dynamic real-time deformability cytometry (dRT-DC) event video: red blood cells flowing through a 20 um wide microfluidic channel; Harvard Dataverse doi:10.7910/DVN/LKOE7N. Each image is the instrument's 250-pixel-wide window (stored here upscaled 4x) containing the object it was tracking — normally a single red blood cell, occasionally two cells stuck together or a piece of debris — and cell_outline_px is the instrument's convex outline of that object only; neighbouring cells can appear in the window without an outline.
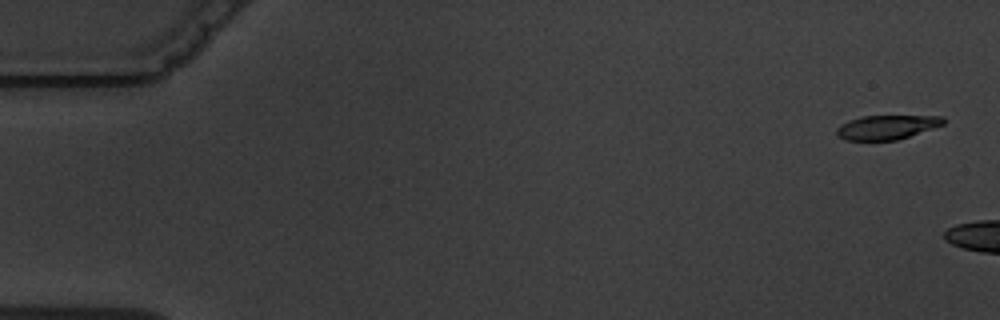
{"species": "common noctule bat (a hibernating species)", "species_latin": "Nyctalus noctula", "temperature_condition": "warm", "stored_images_in_passage": 4, "camera_frame_rate_fps": 3000, "um_per_image_px": 0.085, "animal": {"sex": "male", "body_mass_g": 19.5, "forearm_length_mm": 54.6}, "frame": {"image": 1, "passage_image": 1, "time_ms": 0.0, "image_size_px": [1000, 320], "cell_outline_px": [[944, 124], [896, 140], [844, 140], [836, 136], [836, 128], [840, 124], [848, 120], [860, 116], [944, 116]], "centroid_in_image_um": [75.3, 10.81], "position_along_channel_um": 9.7, "area_um2": 15.03}}